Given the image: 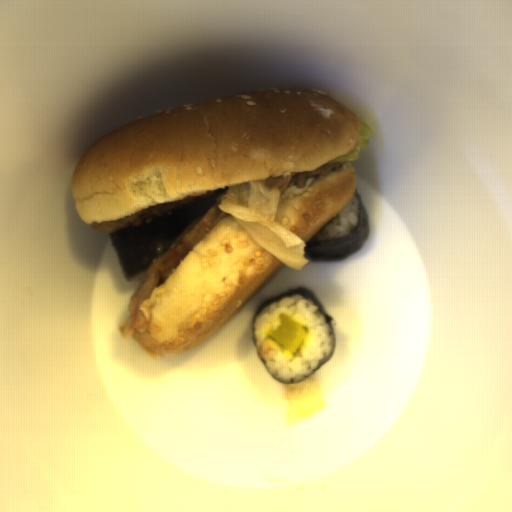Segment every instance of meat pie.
Segmentation results:
<instances>
[{"label": "meat pie", "instance_id": "obj_2", "mask_svg": "<svg viewBox=\"0 0 512 512\" xmlns=\"http://www.w3.org/2000/svg\"><path fill=\"white\" fill-rule=\"evenodd\" d=\"M213 193L216 192L214 190H207L200 195H188L179 201L168 202L165 204L143 208L119 220H104L102 222L96 221L88 225L94 230L101 231L107 234H112L113 232L124 227L127 224H134L136 226H140L145 218L150 217L152 215L161 216L165 215L168 211L171 210H183L187 204L200 198L211 195Z\"/></svg>", "mask_w": 512, "mask_h": 512}, {"label": "meat pie", "instance_id": "obj_3", "mask_svg": "<svg viewBox=\"0 0 512 512\" xmlns=\"http://www.w3.org/2000/svg\"><path fill=\"white\" fill-rule=\"evenodd\" d=\"M345 162L336 161L334 163H324L315 170L292 172L288 176L265 178L264 182L270 190H279L281 193L286 191L291 185L296 186L298 189L306 186L309 178H313L317 174L328 175L329 172L336 168L341 169Z\"/></svg>", "mask_w": 512, "mask_h": 512}, {"label": "meat pie", "instance_id": "obj_1", "mask_svg": "<svg viewBox=\"0 0 512 512\" xmlns=\"http://www.w3.org/2000/svg\"><path fill=\"white\" fill-rule=\"evenodd\" d=\"M219 203L216 201L180 241L170 245L164 254L149 264L144 278L129 298L127 305L129 320L118 326V332L122 338L128 339L136 332L144 334L147 331L149 322L139 305L144 299L150 297L156 286L166 282L188 253L215 225L230 216L219 209Z\"/></svg>", "mask_w": 512, "mask_h": 512}]
</instances>
